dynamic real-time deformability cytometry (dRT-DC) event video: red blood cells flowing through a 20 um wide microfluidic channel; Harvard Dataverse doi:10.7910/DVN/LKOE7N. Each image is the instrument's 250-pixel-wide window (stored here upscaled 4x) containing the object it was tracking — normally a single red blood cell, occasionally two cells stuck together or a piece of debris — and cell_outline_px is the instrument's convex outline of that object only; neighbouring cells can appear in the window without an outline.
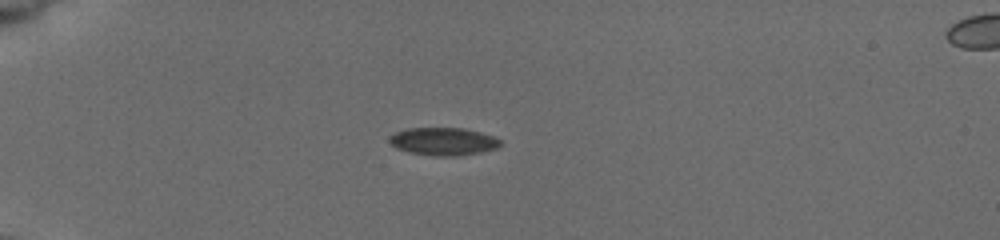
{"species": "common noctule bat (a hibernating species)", "species_latin": "Nyctalus noctula", "temperature_condition": "cold", "stored_images_in_passage": 17, "camera_frame_rate_fps": 3000, "um_per_image_px": 0.085, "animal": {"sex": "female", "body_mass_g": 19.5, "forearm_length_mm": 54.1}, "frame": {"image": 1, "passage_image": 13, "time_ms": 4.667, "image_size_px": [1000, 240], "cell_outline_px": [[500, 144], [496, 148], [480, 152], [452, 156], [436, 156], [408, 152], [396, 148], [388, 140], [396, 132], [408, 128], [464, 128], [480, 132], [492, 136], [500, 140]], "centroid_in_image_um": [37.66, 12.02], "position_along_channel_um": 47.3, "area_um2": 17.69}}
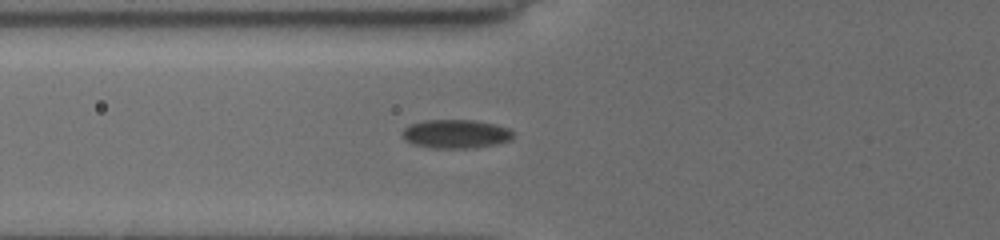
{"frame": {"image": 2, "passage_image": 17, "time_ms": 6.667, "image_size_px": [1000, 240], "cell_outline_px": [[512, 140], [496, 144], [472, 148], [432, 148], [412, 144], [404, 136], [404, 128], [412, 124], [424, 120], [472, 120], [492, 124], [508, 128], [512, 132]], "centroid_in_image_um": [38.76, 11.39], "position_along_channel_um": 87.0, "area_um2": 18.26}}